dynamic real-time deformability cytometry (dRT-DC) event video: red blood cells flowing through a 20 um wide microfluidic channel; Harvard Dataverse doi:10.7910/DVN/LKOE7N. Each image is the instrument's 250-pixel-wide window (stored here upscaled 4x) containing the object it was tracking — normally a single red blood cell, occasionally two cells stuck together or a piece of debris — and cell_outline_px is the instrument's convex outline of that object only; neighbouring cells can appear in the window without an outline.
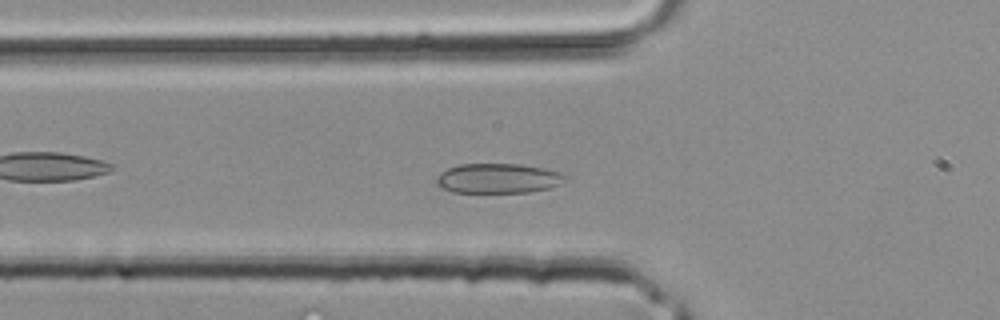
{"species": "common noctule bat (a hibernating species)", "species_latin": "Nyctalus noctula", "temperature_condition": "room temperature", "stored_images_in_passage": 36, "camera_frame_rate_fps": 3000, "um_per_image_px": 0.085, "animal": {"sex": "male", "body_mass_g": 20.4}, "frame": {"image": 1, "passage_image": 10, "time_ms": 3.0, "image_size_px": [1000, 320], "cell_outline_px": [[568, 176], [560, 184], [548, 188], [528, 192], [452, 192], [436, 184], [436, 176], [440, 172], [448, 168], [460, 164], [520, 164], [544, 168]], "centroid_in_image_um": [42.3, 15.15], "position_along_channel_um": 83.5, "area_um2": 22.2}}
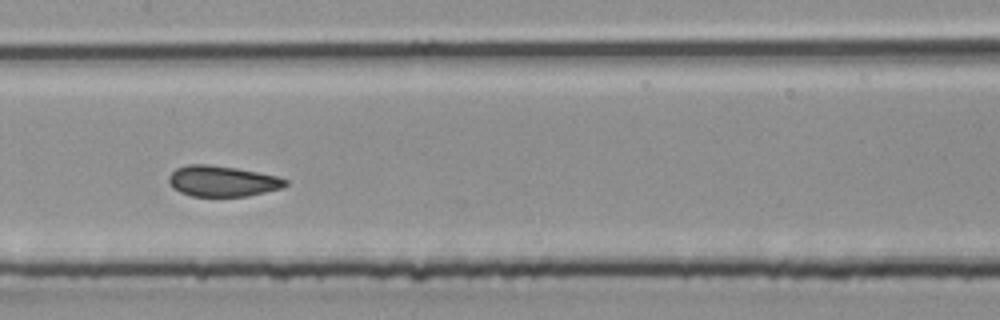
{"frame": {"image": 2, "passage_image": 16, "time_ms": 5.0, "image_size_px": [1000, 320], "cell_outline_px": [[288, 184], [280, 188], [248, 196], [192, 196], [180, 192], [172, 188], [168, 180], [168, 176], [176, 168], [188, 164], [208, 164], [236, 168], [276, 176], [288, 180]], "centroid_in_image_um": [18.86, 15.39], "position_along_channel_um": 188.5, "area_um2": 20.81}}
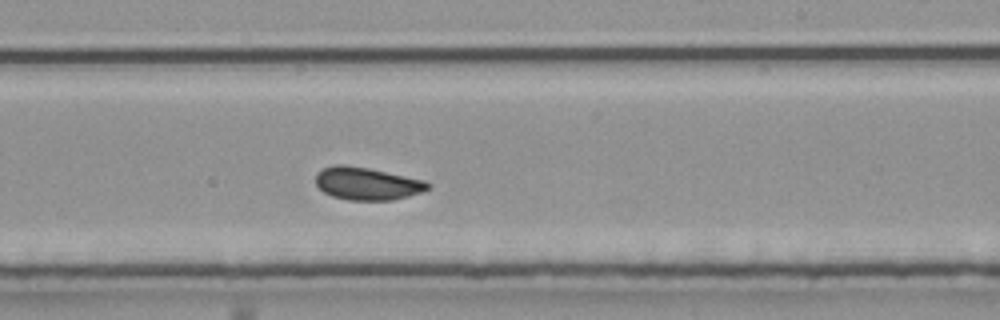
{"frame": {"image": 3, "passage_image": 20, "time_ms": 6.333, "image_size_px": [1000, 320], "cell_outline_px": [[432, 188], [408, 196], [392, 200], [348, 200], [332, 196], [324, 192], [316, 184], [316, 172], [324, 168], [336, 164], [344, 164], [368, 168], [424, 180], [432, 184]], "centroid_in_image_um": [31.2, 15.6], "position_along_channel_um": 257.8, "area_um2": 21.33}}